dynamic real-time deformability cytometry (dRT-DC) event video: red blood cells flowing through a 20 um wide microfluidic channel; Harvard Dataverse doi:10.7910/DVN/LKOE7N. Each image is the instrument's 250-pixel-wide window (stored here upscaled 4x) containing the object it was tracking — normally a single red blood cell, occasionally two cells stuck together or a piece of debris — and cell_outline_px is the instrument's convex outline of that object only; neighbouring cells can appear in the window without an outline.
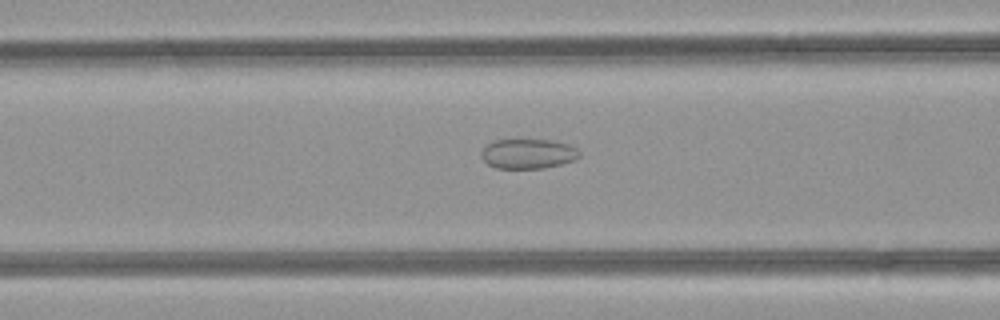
{"species": "common noctule bat (a hibernating species)", "species_latin": "Nyctalus noctula", "temperature_condition": "room temperature", "stored_images_in_passage": 35, "camera_frame_rate_fps": 3000, "um_per_image_px": 0.085, "animal": {"sex": "female", "body_mass_g": 21.9}, "frame": {"image": 1, "passage_image": 16, "time_ms": 5.0, "image_size_px": [1000, 320], "cell_outline_px": [[580, 156], [576, 160], [544, 168], [496, 168], [488, 164], [480, 156], [484, 148], [488, 144], [496, 140], [548, 140], [568, 144], [576, 148], [580, 152]], "centroid_in_image_um": [44.9, 13.08], "position_along_channel_um": 121.7, "area_um2": 16.88}}
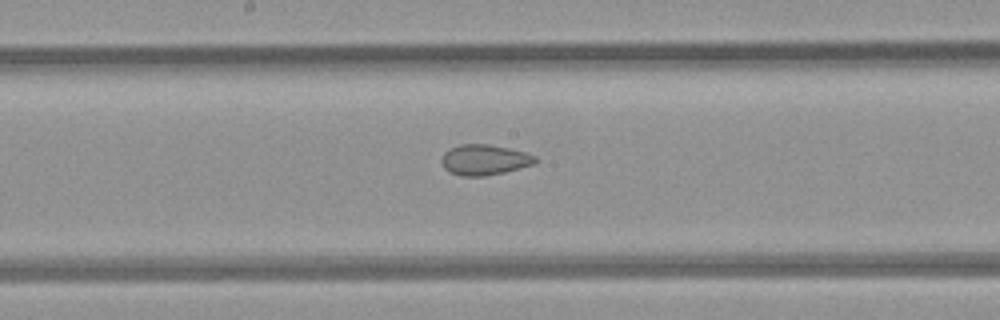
{"frame": {"image": 2, "passage_image": 22, "time_ms": 7.0, "image_size_px": [1000, 320], "cell_outline_px": [[536, 164], [504, 172], [484, 176], [460, 176], [448, 172], [444, 168], [440, 160], [444, 152], [448, 148], [460, 144], [488, 144], [508, 148], [524, 152], [536, 156]], "centroid_in_image_um": [41.13, 13.58], "position_along_channel_um": 207.1, "area_um2": 16.82}}
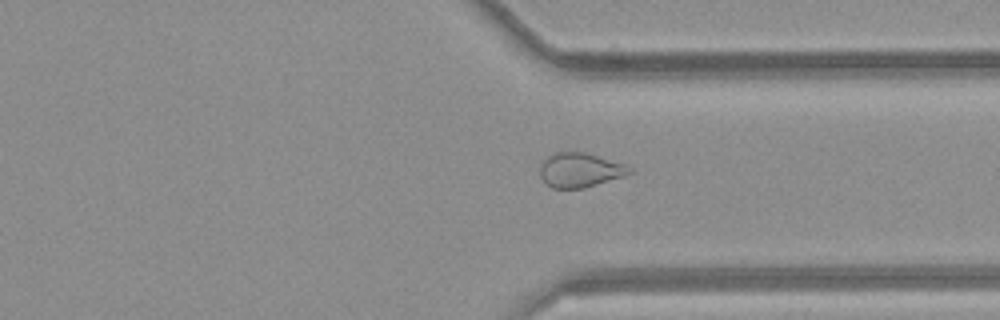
{"frame": {"image": 3, "passage_image": 33, "time_ms": 10.667, "image_size_px": [1000, 320], "cell_outline_px": [[636, 172], [624, 176], [584, 188], [552, 188], [540, 176], [540, 160], [556, 152], [584, 152], [624, 164], [632, 168]], "centroid_in_image_um": [49.3, 14.45], "position_along_channel_um": 362.1, "area_um2": 17.98}}